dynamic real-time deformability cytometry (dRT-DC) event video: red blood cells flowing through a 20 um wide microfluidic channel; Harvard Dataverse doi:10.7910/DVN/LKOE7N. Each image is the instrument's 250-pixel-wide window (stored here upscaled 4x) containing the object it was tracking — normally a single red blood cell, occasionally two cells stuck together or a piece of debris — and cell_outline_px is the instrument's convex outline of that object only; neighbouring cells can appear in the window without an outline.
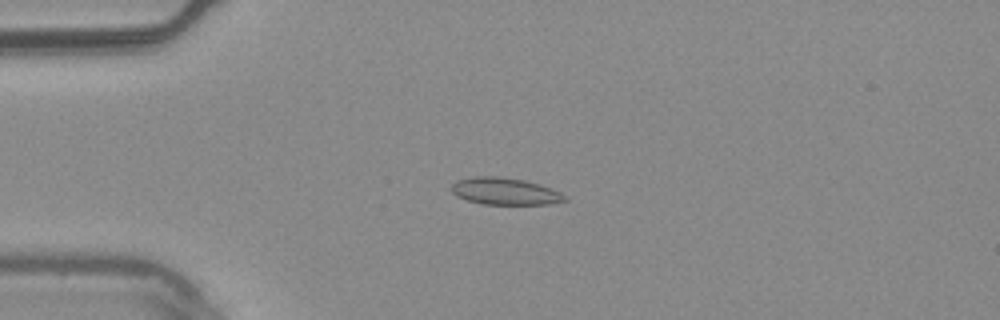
{"species": "common noctule bat (a hibernating species)", "species_latin": "Nyctalus noctula", "temperature_condition": "warm", "stored_images_in_passage": 52, "camera_frame_rate_fps": 3000, "um_per_image_px": 0.085, "animal": {"sex": "male", "body_mass_g": 20.4}, "frame": {"image": 1, "passage_image": 11, "time_ms": 3.333, "image_size_px": [1000, 320], "cell_outline_px": [[568, 200], [548, 204], [484, 204], [468, 200], [456, 196], [452, 192], [452, 184], [456, 180], [476, 176], [496, 176], [524, 180], [560, 192]], "centroid_in_image_um": [42.87, 16.26], "position_along_channel_um": 42.1, "area_um2": 17.51}}
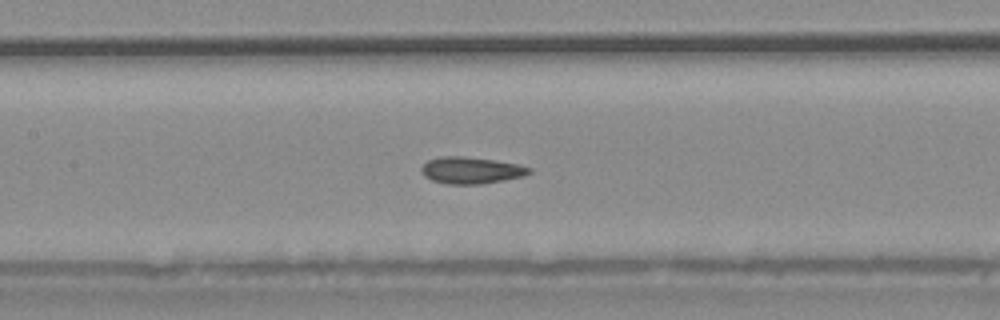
{"frame": {"image": 2, "passage_image": 23, "time_ms": 7.333, "image_size_px": [1000, 320], "cell_outline_px": [[532, 172], [524, 176], [504, 180], [480, 184], [448, 184], [432, 180], [424, 176], [420, 168], [428, 160], [440, 156], [464, 156], [492, 160], [516, 164], [532, 168]], "centroid_in_image_um": [40.03, 14.48], "position_along_channel_um": 167.4, "area_um2": 16.7}}
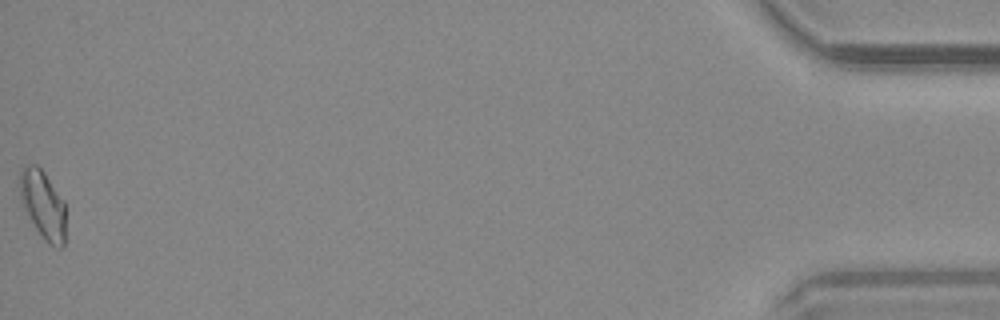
{"frame": {"image": 3, "passage_image": 52, "time_ms": 17.0, "image_size_px": [1000, 320], "cell_outline_px": [[64, 244], [60, 248], [56, 248], [48, 244], [36, 228], [24, 208], [20, 196], [20, 172], [28, 164], [36, 164], [44, 172], [64, 200]], "centroid_in_image_um": [3.66, 17.39], "position_along_channel_um": 431.5, "area_um2": 17.92}, "authors_computed_cell_mechanics": {"area_um2": 16.9643, "velocity_mm_per_s": 3.764, "shape_relaxation_time_tau1_ms": null, "shape_relaxation_time_tau2_ms": 2.5305, "deformation_change_tau1": null, "deformation_change_tau2": 0.0526}}